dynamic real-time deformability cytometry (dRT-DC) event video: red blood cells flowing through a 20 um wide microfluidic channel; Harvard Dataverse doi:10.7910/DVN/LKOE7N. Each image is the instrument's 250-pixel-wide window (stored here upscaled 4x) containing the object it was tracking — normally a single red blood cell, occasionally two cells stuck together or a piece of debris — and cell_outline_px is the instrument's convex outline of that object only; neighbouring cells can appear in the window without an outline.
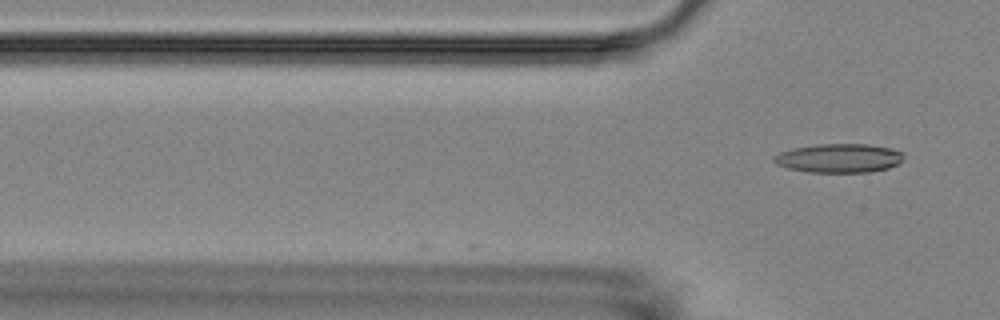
{"species": "Egyptian fruit bat (a non-hibernating species)", "species_latin": "Rousettus aegyptiacus", "temperature_condition": "room temperature", "stored_images_in_passage": 5, "camera_frame_rate_fps": 3000, "um_per_image_px": 0.085, "animal": {"sex": "female"}, "frame": {"image": 1, "passage_image": 5, "time_ms": 4.667, "image_size_px": [1000, 320], "cell_outline_px": [[904, 160], [900, 164], [888, 168], [868, 172], [808, 172], [788, 168], [776, 164], [772, 160], [772, 156], [780, 152], [792, 148], [816, 144], [868, 144], [892, 148], [904, 152]], "centroid_in_image_um": [71.34, 13.44], "position_along_channel_um": 54.5, "area_um2": 22.2}}